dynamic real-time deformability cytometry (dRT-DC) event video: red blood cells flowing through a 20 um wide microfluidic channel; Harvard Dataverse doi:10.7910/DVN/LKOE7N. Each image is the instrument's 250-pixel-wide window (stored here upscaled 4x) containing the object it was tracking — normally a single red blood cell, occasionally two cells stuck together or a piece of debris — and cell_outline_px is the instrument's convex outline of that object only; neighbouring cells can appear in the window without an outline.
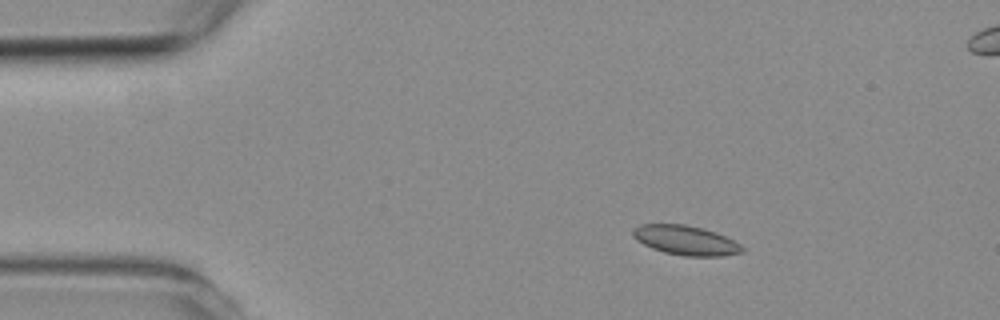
{"species": "common noctule bat (a hibernating species)", "species_latin": "Nyctalus noctula", "temperature_condition": "room temperature", "stored_images_in_passage": 7, "camera_frame_rate_fps": 3000, "um_per_image_px": 0.085, "animal": {"sex": "female", "body_mass_g": 19.3, "forearm_length_mm": 54.1}, "frame": {"image": 1, "passage_image": 1, "time_ms": 0.0, "image_size_px": [1000, 320], "cell_outline_px": [[744, 252], [724, 256], [684, 256], [664, 252], [652, 248], [636, 240], [632, 236], [632, 228], [640, 224], [684, 224], [704, 228], [716, 232], [740, 244], [744, 248]], "centroid_in_image_um": [58.27, 20.42], "position_along_channel_um": 26.7, "area_um2": 18.9}}
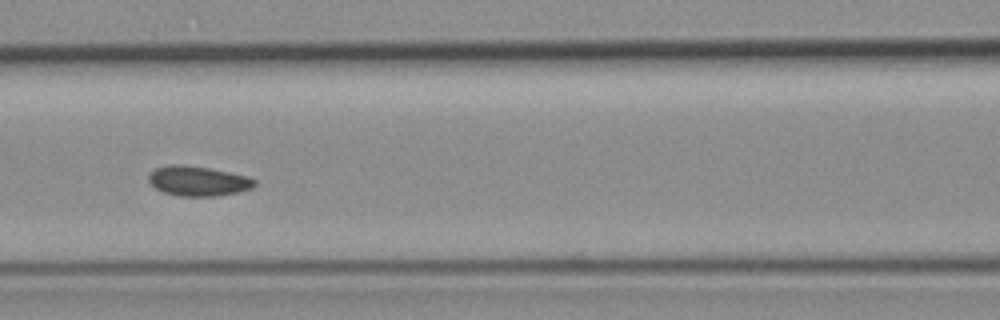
{"frame": {"image": 2, "passage_image": 5, "time_ms": 4.667, "image_size_px": [1000, 320], "cell_outline_px": [[256, 184], [252, 188], [236, 192], [216, 196], [180, 196], [164, 192], [156, 188], [148, 180], [148, 176], [156, 168], [168, 164], [184, 164], [208, 168], [248, 176], [256, 180]], "centroid_in_image_um": [16.83, 15.38], "position_along_channel_um": 149.8, "area_um2": 18.32}}
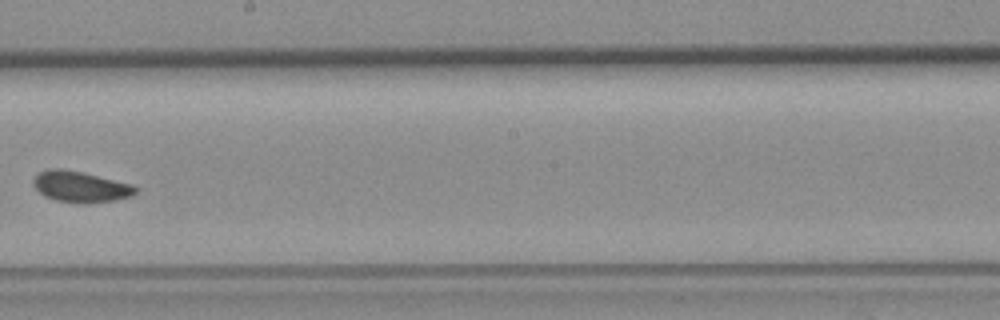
{"frame": {"image": 3, "passage_image": 7, "time_ms": 7.0, "image_size_px": [1000, 320], "cell_outline_px": [[140, 188], [132, 196], [112, 200], [84, 204], [76, 204], [56, 200], [44, 196], [32, 184], [32, 180], [40, 172], [48, 168], [60, 168], [84, 172], [132, 184]], "centroid_in_image_um": [6.85, 15.87], "position_along_channel_um": 241.4, "area_um2": 18.67}}